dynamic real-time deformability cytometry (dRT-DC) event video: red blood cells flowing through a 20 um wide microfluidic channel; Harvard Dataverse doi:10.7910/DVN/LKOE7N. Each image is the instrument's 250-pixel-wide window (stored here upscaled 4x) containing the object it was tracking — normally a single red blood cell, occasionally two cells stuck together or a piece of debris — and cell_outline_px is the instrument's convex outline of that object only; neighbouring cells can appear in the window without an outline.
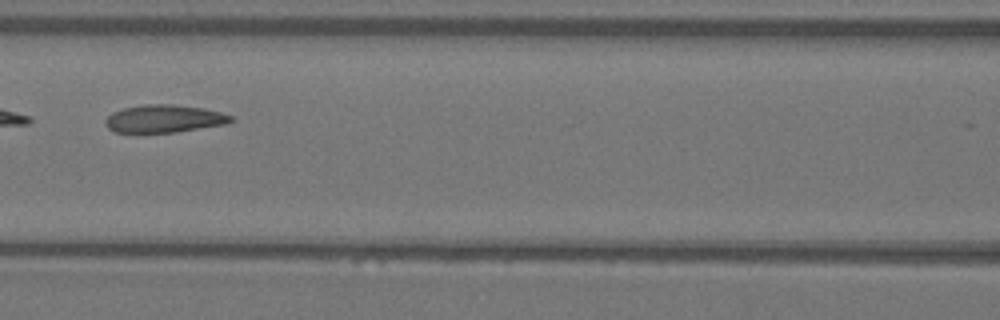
{"species": "Egyptian fruit bat (a non-hibernating species)", "species_latin": "Rousettus aegyptiacus", "temperature_condition": "warm", "stored_images_in_passage": 4, "camera_frame_rate_fps": 3000, "um_per_image_px": 0.085, "animal": {"sex": "female"}, "frame": {"image": 1, "passage_image": 4, "time_ms": 1.0, "image_size_px": [1000, 320], "cell_outline_px": [[232, 120], [224, 124], [176, 132], [112, 132], [108, 128], [104, 120], [112, 112], [124, 108], [144, 104], [172, 104], [204, 108], [220, 112], [232, 116]], "centroid_in_image_um": [13.91, 10.08], "position_along_channel_um": 152.7, "area_um2": 20.11}}